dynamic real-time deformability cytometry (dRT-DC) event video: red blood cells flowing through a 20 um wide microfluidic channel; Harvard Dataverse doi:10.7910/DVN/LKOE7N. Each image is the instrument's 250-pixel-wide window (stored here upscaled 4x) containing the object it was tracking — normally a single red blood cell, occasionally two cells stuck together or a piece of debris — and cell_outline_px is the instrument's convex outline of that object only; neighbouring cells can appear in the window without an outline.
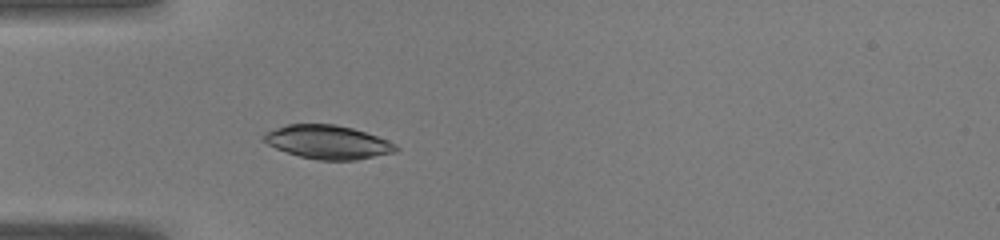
{"species": "common noctule bat (a hibernating species)", "species_latin": "Nyctalus noctula", "temperature_condition": "warm", "stored_images_in_passage": 38, "camera_frame_rate_fps": 3000, "um_per_image_px": 0.085, "animal": {"sex": "male", "body_mass_g": 19.0, "forearm_length_mm": 50.8}, "frame": {"image": 1, "passage_image": 6, "time_ms": 1.667, "image_size_px": [1000, 240], "cell_outline_px": [[400, 148], [396, 152], [356, 160], [316, 160], [300, 156], [276, 148], [268, 144], [264, 140], [264, 132], [288, 124], [336, 124], [352, 128], [388, 140], [396, 144]], "centroid_in_image_um": [27.89, 12.08], "position_along_channel_um": 57.1, "area_um2": 25.78}}
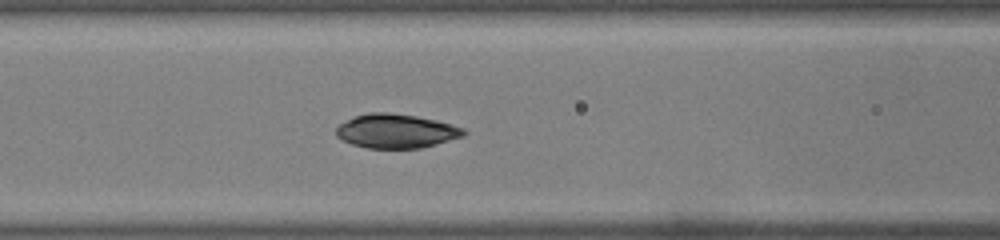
{"frame": {"image": 2, "passage_image": 12, "time_ms": 3.667, "image_size_px": [1000, 240], "cell_outline_px": [[468, 132], [464, 136], [436, 144], [420, 148], [368, 148], [352, 144], [336, 136], [336, 128], [340, 124], [356, 116], [368, 112], [388, 112], [416, 116], [436, 120], [464, 128]], "centroid_in_image_um": [33.69, 11.14], "position_along_channel_um": 132.9, "area_um2": 25.2}}
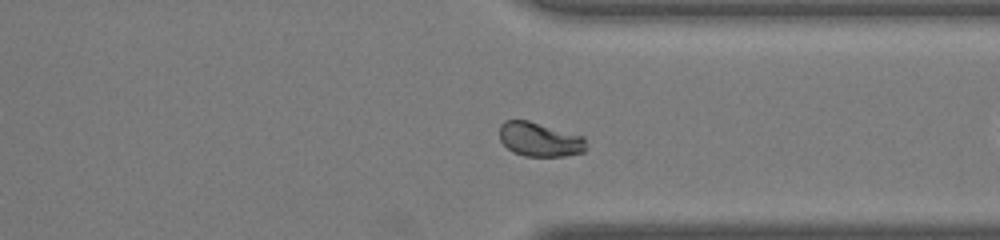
{"frame": {"image": 3, "passage_image": 26, "time_ms": 8.333, "image_size_px": [1000, 240], "cell_outline_px": [[584, 152], [564, 156], [524, 156], [512, 152], [500, 140], [500, 124], [504, 120], [528, 120], [584, 136]], "centroid_in_image_um": [45.84, 11.85], "position_along_channel_um": 365.6, "area_um2": 17.22}, "authors_computed_cell_mechanics": {"area_um2": 20.5768, "velocity_mm_per_s": 4.0859, "shape_relaxation_time_tau1_ms": 1.6484, "shape_relaxation_time_tau2_ms": null, "deformation_change_tau1": 0.0967, "deformation_change_tau2": null}}